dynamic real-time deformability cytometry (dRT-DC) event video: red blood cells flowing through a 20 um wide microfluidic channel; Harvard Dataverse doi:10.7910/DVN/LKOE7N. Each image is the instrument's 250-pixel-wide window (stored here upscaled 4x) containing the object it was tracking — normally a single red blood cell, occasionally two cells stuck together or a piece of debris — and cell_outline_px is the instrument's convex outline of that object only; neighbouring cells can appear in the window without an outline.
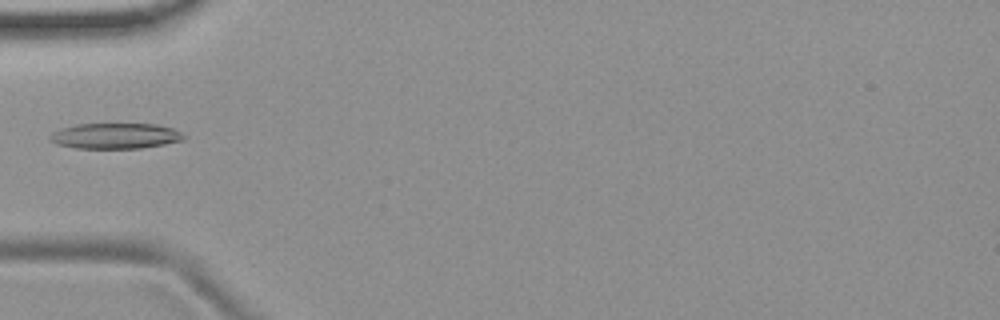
{"species": "common noctule bat (a hibernating species)", "species_latin": "Nyctalus noctula", "temperature_condition": "room temperature", "stored_images_in_passage": 4, "camera_frame_rate_fps": 3000, "um_per_image_px": 0.085, "animal": {"sex": "female", "body_mass_g": 19.9}, "frame": {"image": 1, "passage_image": 4, "time_ms": 3.333, "image_size_px": [1000, 320], "cell_outline_px": [[188, 136], [184, 140], [164, 144], [140, 148], [76, 148], [56, 144], [48, 140], [48, 136], [52, 132], [60, 128], [76, 124], [156, 124], [172, 128]], "centroid_in_image_um": [9.78, 11.55], "position_along_channel_um": 75.2, "area_um2": 20.11}}